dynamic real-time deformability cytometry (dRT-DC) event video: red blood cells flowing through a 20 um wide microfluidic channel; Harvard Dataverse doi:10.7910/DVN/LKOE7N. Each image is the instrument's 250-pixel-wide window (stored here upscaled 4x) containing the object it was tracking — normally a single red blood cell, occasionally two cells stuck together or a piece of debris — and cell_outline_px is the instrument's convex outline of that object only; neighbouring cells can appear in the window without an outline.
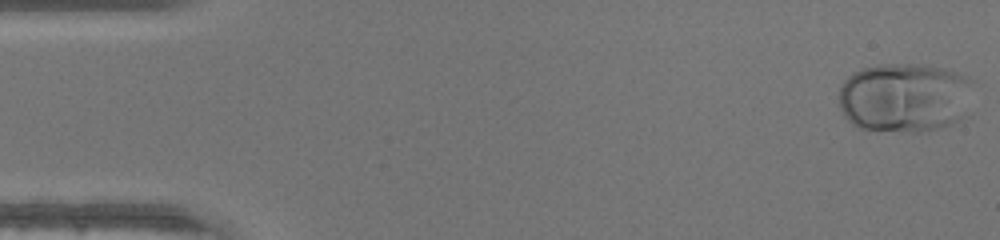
{"species": "human", "species_latin": "Homo sapiens", "temperature_condition": "warm", "stored_images_in_passage": 46, "camera_frame_rate_fps": 3000, "um_per_image_px": 0.085, "donor": {"sex": "male"}, "frame": {"image": 1, "passage_image": 1, "time_ms": 0.0, "image_size_px": [1000, 240], "cell_outline_px": [[972, 80], [960, 116], [956, 120], [940, 128], [920, 132], [908, 132], [856, 128], [844, 116], [840, 108], [840, 88], [844, 80], [852, 72], [864, 68], [880, 64], [924, 64], [944, 68], [964, 76]], "centroid_in_image_um": [76.78, 8.28], "position_along_channel_um": 8.2, "area_um2": 53.81}}
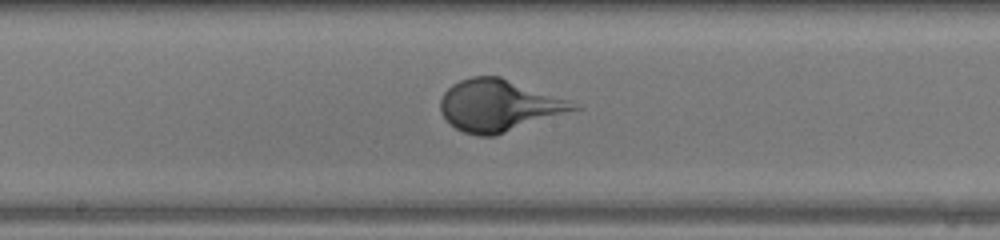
{"frame": {"image": 2, "passage_image": 24, "time_ms": 7.667, "image_size_px": [1000, 240], "cell_outline_px": [[584, 108], [492, 136], [476, 136], [464, 132], [456, 128], [440, 112], [440, 100], [444, 92], [452, 84], [460, 80], [472, 76], [500, 76], [568, 100]], "centroid_in_image_um": [42.39, 8.96], "position_along_channel_um": 205.8, "area_um2": 39.82}}
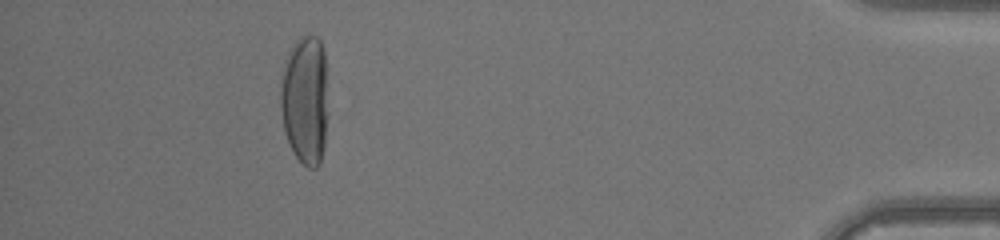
{"frame": {"image": 3, "passage_image": 42, "time_ms": 13.667, "image_size_px": [1000, 240], "cell_outline_px": [[328, 116], [324, 148], [320, 164], [316, 168], [308, 168], [296, 156], [288, 144], [284, 132], [280, 108], [280, 80], [284, 60], [292, 44], [300, 36], [316, 36], [320, 40], [324, 52], [328, 112]], "centroid_in_image_um": [25.92, 8.49], "position_along_channel_um": 409.3, "area_um2": 36.7}}